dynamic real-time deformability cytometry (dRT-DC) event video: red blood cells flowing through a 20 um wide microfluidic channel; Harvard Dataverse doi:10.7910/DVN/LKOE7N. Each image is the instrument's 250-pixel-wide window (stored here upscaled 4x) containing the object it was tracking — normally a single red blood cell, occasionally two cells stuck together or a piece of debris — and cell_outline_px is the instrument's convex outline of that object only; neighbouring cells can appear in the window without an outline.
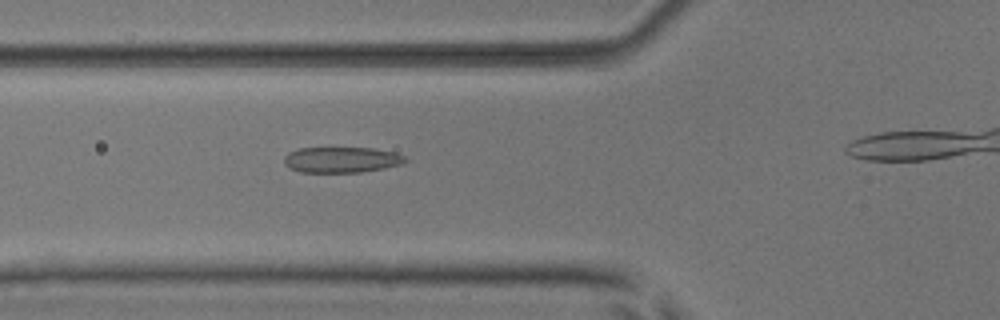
{"species": "common noctule bat (a hibernating species)", "species_latin": "Nyctalus noctula", "temperature_condition": "room temperature", "stored_images_in_passage": 35, "camera_frame_rate_fps": 3000, "um_per_image_px": 0.085, "animal": {"sex": "male", "body_mass_g": 17.9, "forearm_length_mm": 54.2}, "frame": {"image": 1, "passage_image": 12, "time_ms": 3.667, "image_size_px": [1000, 320], "cell_outline_px": [[408, 160], [404, 164], [384, 168], [360, 172], [300, 172], [288, 168], [284, 164], [284, 156], [288, 152], [300, 148], [372, 148], [392, 152], [404, 156]], "centroid_in_image_um": [29.0, 13.58], "position_along_channel_um": 96.8, "area_um2": 18.21}}
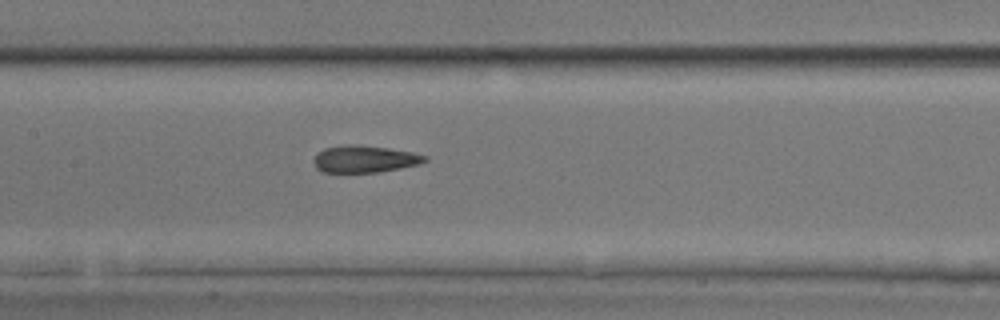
{"frame": {"image": 2, "passage_image": 18, "time_ms": 5.667, "image_size_px": [1000, 320], "cell_outline_px": [[428, 160], [420, 164], [380, 172], [320, 172], [316, 168], [312, 160], [324, 148], [344, 144], [356, 144], [388, 148], [412, 152], [428, 156]], "centroid_in_image_um": [30.99, 13.51], "position_along_channel_um": 176.4, "area_um2": 17.63}}
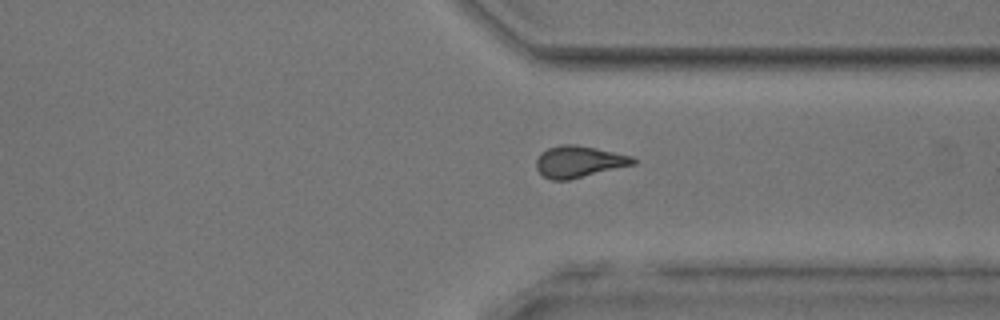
{"frame": {"image": 3, "passage_image": 32, "time_ms": 10.333, "image_size_px": [1000, 320], "cell_outline_px": [[636, 164], [568, 180], [552, 180], [544, 176], [536, 168], [536, 160], [540, 152], [548, 148], [560, 144], [576, 144], [596, 148], [632, 156], [636, 160]], "centroid_in_image_um": [49.2, 13.73], "position_along_channel_um": 362.2, "area_um2": 17.86}}